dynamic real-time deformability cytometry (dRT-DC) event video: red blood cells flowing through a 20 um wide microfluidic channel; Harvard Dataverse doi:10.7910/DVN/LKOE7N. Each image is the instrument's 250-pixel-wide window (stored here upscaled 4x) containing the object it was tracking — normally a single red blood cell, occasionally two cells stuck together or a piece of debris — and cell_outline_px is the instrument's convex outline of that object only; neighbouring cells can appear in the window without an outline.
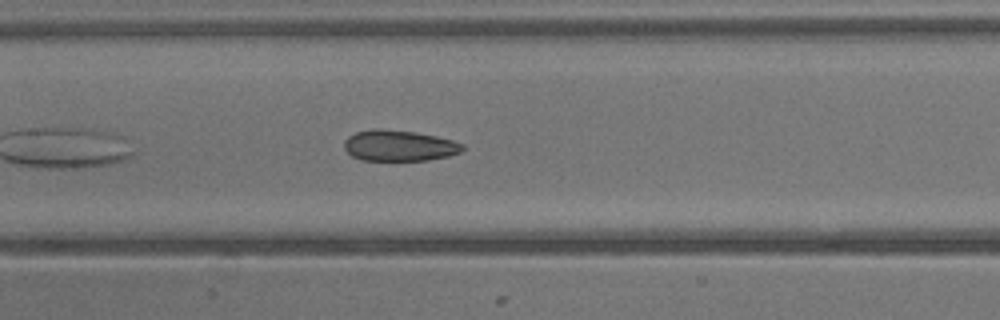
{"species": "common noctule bat (a hibernating species)", "species_latin": "Nyctalus noctula", "temperature_condition": "warm", "stored_images_in_passage": 5, "segment_of_instrument_passage": [1, 2], "camera_frame_rate_fps": 3000, "um_per_image_px": 0.085, "animal": {"sex": "male", "body_mass_g": 13.3}, "frame": {"image": 1, "passage_image": 4, "time_ms": 3.667, "image_size_px": [1000, 320], "cell_outline_px": [[464, 148], [460, 152], [448, 156], [428, 160], [360, 160], [352, 156], [344, 148], [344, 140], [348, 136], [356, 132], [372, 128], [380, 128], [416, 132], [436, 136], [452, 140], [464, 144]], "centroid_in_image_um": [33.9, 12.37], "position_along_channel_um": 173.5, "area_um2": 21.44}}